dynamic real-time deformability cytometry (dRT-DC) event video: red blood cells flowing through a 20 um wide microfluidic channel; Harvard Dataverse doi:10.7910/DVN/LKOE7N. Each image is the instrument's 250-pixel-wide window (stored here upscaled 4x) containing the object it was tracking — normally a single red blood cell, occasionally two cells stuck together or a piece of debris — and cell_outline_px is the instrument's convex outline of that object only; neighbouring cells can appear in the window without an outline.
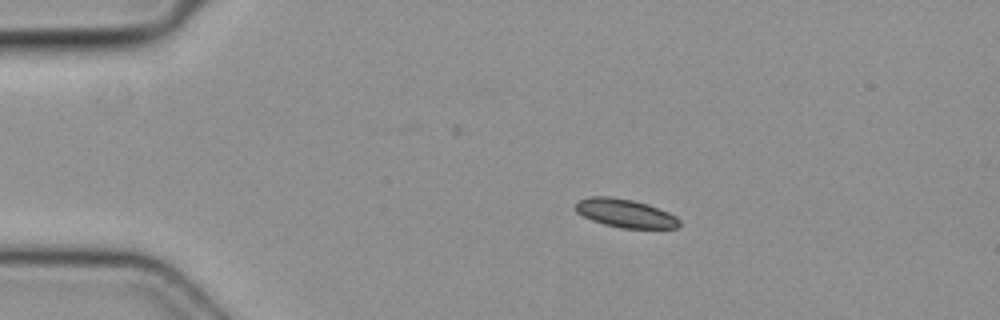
{"species": "common noctule bat (a hibernating species)", "species_latin": "Nyctalus noctula", "temperature_condition": "cold", "stored_images_in_passage": 3, "camera_frame_rate_fps": 3000, "um_per_image_px": 0.085, "animal": {"sex": "female", "body_mass_g": 19.3, "forearm_length_mm": 54.1}, "frame": {"image": 1, "passage_image": 1, "time_ms": 0.0, "image_size_px": [1000, 320], "cell_outline_px": [[680, 224], [676, 228], [620, 228], [604, 224], [592, 220], [576, 212], [576, 204], [580, 200], [588, 196], [612, 196], [632, 200], [648, 204], [668, 212], [676, 216], [680, 220]], "centroid_in_image_um": [53.15, 18.12], "position_along_channel_um": 31.8, "area_um2": 17.17}}
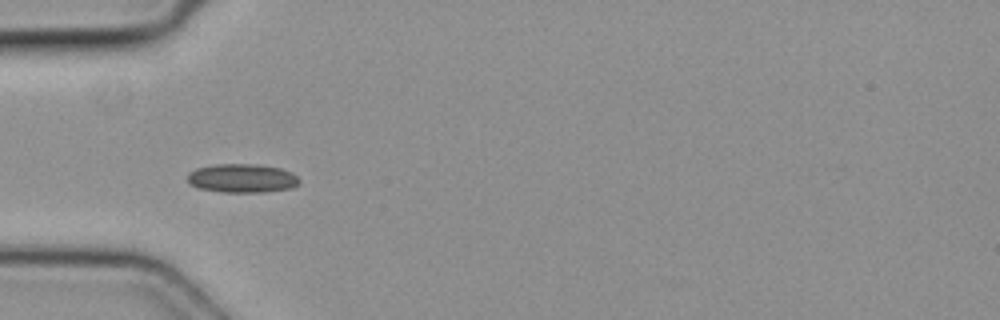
{"frame": {"image": 2, "passage_image": 3, "time_ms": 0.667, "image_size_px": [1000, 320], "cell_outline_px": [[300, 184], [292, 188], [264, 192], [224, 192], [200, 188], [188, 184], [188, 172], [196, 168], [216, 164], [260, 164], [280, 168], [292, 172], [300, 180]], "centroid_in_image_um": [20.6, 15.14], "position_along_channel_um": 64.4, "area_um2": 18.9}}